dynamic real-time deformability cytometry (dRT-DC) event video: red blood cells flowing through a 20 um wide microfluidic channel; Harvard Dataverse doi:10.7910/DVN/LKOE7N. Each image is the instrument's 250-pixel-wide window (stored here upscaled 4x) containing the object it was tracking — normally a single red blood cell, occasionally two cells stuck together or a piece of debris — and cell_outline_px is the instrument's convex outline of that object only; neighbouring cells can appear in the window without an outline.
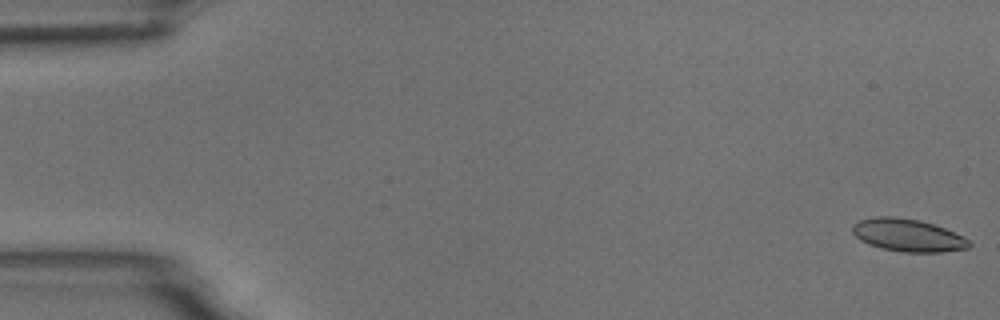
{"species": "common noctule bat (a hibernating species)", "species_latin": "Nyctalus noctula", "temperature_condition": "room temperature", "stored_images_in_passage": 3, "camera_frame_rate_fps": 3000, "um_per_image_px": 0.085, "animal": {"sex": "male", "body_mass_g": 18.8}, "frame": {"image": 1, "passage_image": 1, "time_ms": 0.0, "image_size_px": [1000, 320], "cell_outline_px": [[972, 244], [968, 248], [944, 252], [900, 252], [880, 248], [868, 244], [860, 240], [852, 232], [852, 224], [860, 220], [872, 216], [896, 216], [920, 220], [944, 228], [964, 236]], "centroid_in_image_um": [77.14, 19.99], "position_along_channel_um": 7.9, "area_um2": 22.43}}